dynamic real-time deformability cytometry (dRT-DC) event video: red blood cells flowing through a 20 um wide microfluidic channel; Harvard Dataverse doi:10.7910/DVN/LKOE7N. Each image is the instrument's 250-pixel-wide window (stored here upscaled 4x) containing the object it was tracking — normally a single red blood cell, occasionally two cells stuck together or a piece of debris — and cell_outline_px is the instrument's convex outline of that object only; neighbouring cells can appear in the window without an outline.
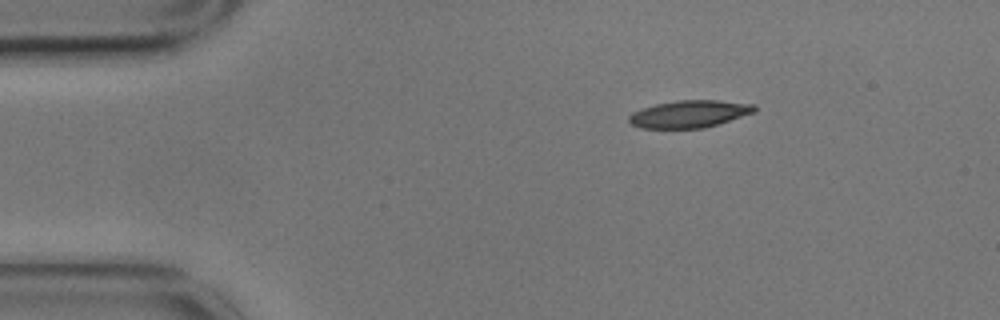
{"species": "common noctule bat (a hibernating species)", "species_latin": "Nyctalus noctula", "temperature_condition": "cold", "stored_images_in_passage": 4, "camera_frame_rate_fps": 3000, "um_per_image_px": 0.085, "animal": {"sex": "male", "body_mass_g": 17.9}, "frame": {"image": 1, "passage_image": 1, "time_ms": 0.0, "image_size_px": [1000, 320], "cell_outline_px": [[756, 112], [704, 128], [640, 128], [632, 124], [628, 120], [628, 116], [632, 112], [640, 108], [656, 104], [680, 100], [716, 100], [756, 104]], "centroid_in_image_um": [58.59, 9.68], "position_along_channel_um": 26.4, "area_um2": 20.0}}
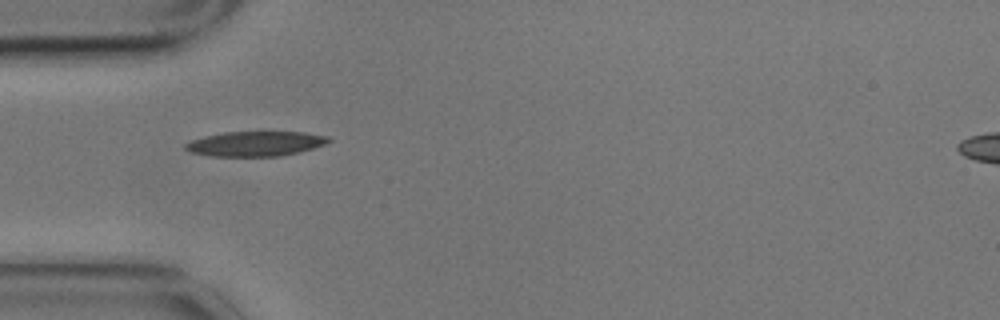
{"frame": {"image": 2, "passage_image": 3, "time_ms": 0.667, "image_size_px": [1000, 320], "cell_outline_px": [[332, 140], [324, 144], [312, 148], [280, 156], [212, 156], [192, 152], [184, 148], [184, 144], [192, 140], [204, 136], [224, 132], [260, 128], [304, 132], [328, 136]], "centroid_in_image_um": [21.73, 12.15], "position_along_channel_um": 63.3, "area_um2": 21.68}}